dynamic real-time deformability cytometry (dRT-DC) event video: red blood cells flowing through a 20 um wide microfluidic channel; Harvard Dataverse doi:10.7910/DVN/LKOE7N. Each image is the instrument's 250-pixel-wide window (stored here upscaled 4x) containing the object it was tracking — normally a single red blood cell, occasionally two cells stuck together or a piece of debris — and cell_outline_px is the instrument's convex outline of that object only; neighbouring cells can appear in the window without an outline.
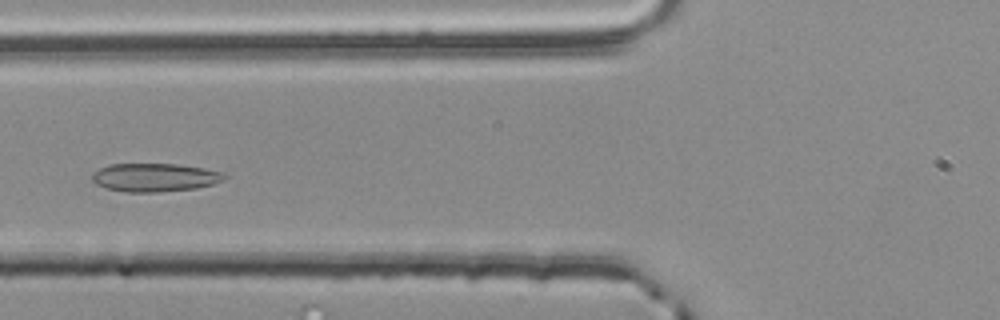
{"species": "common noctule bat (a hibernating species)", "species_latin": "Nyctalus noctula", "temperature_condition": "room temperature", "stored_images_in_passage": 41, "camera_frame_rate_fps": 3000, "um_per_image_px": 0.085, "animal": {"sex": "male", "body_mass_g": 20.4}, "frame": {"image": 1, "passage_image": 7, "time_ms": 2.0, "image_size_px": [1000, 320], "cell_outline_px": [[228, 176], [224, 180], [212, 184], [196, 188], [160, 192], [128, 192], [104, 188], [96, 184], [92, 180], [92, 172], [108, 164], [176, 164], [204, 168], [224, 172]], "centroid_in_image_um": [13.15, 15.08], "position_along_channel_um": 112.6, "area_um2": 22.02}}
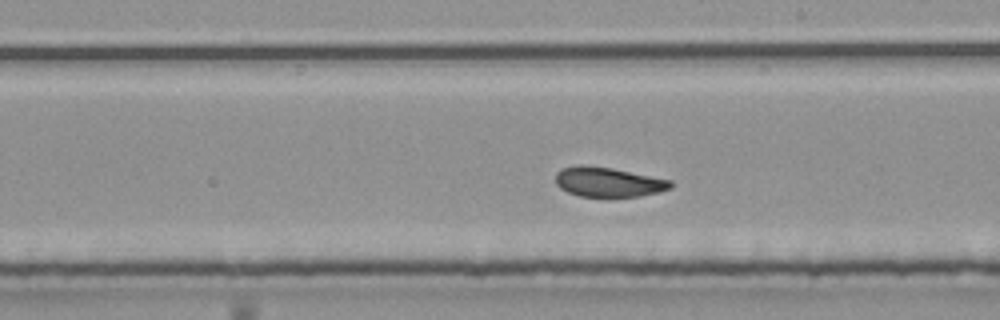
{"frame": {"image": 2, "passage_image": 17, "time_ms": 5.333, "image_size_px": [1000, 320], "cell_outline_px": [[672, 188], [660, 192], [640, 196], [580, 196], [568, 192], [560, 188], [556, 184], [556, 172], [560, 168], [612, 168], [672, 180]], "centroid_in_image_um": [51.78, 15.51], "position_along_channel_um": 237.2, "area_um2": 19.19}}
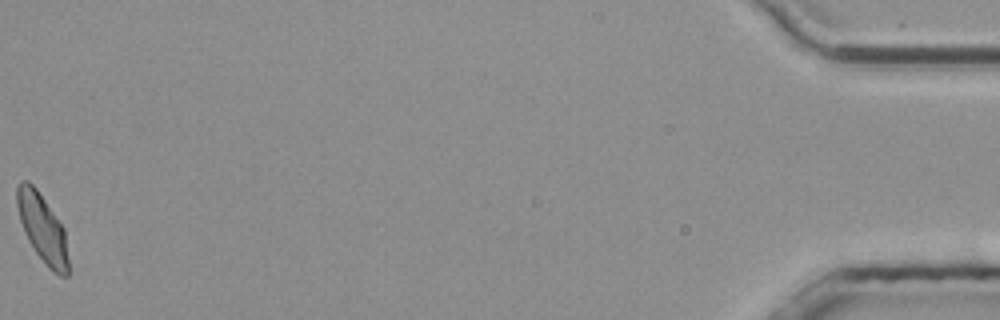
{"frame": {"image": 3, "passage_image": 41, "time_ms": 13.333, "image_size_px": [1000, 320], "cell_outline_px": [[68, 276], [60, 276], [52, 272], [48, 268], [36, 252], [28, 240], [24, 232], [20, 220], [16, 204], [16, 188], [20, 180], [28, 180], [36, 188], [64, 228], [68, 260]], "centroid_in_image_um": [3.59, 19.4], "position_along_channel_um": 431.6, "area_um2": 20.35}, "authors_computed_cell_mechanics": {"area_um2": 20.4034, "velocity_mm_per_s": 3.7451, "shape_relaxation_time_tau1_ms": null, "shape_relaxation_time_tau2_ms": 1.2448, "deformation_change_tau1": null, "deformation_change_tau2": 0.0734}}